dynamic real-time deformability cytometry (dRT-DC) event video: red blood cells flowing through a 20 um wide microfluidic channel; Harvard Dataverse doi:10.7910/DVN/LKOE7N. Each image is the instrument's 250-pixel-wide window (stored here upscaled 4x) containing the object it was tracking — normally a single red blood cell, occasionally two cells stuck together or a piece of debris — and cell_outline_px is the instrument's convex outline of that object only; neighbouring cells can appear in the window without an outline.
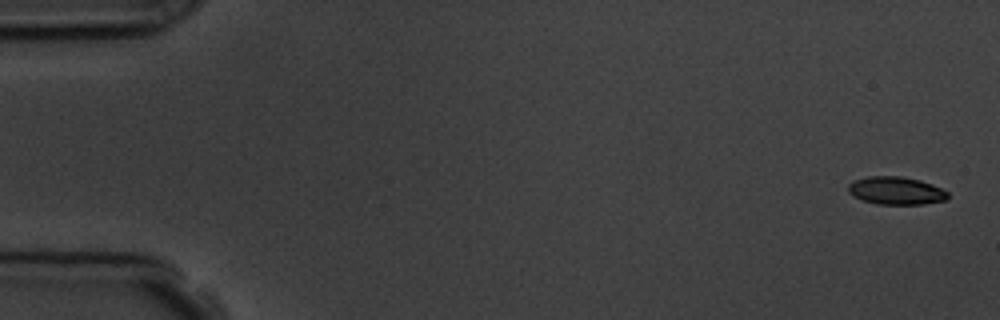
{"species": "common noctule bat (a hibernating species)", "species_latin": "Nyctalus noctula", "temperature_condition": "room temperature", "stored_images_in_passage": 6, "camera_frame_rate_fps": 3000, "um_per_image_px": 0.085, "animal": {"sex": "male", "body_mass_g": 19.5, "forearm_length_mm": 54.6}, "frame": {"image": 1, "passage_image": 1, "time_ms": 0.0, "image_size_px": [1000, 320], "cell_outline_px": [[948, 196], [944, 200], [924, 204], [876, 204], [860, 200], [852, 196], [848, 192], [848, 184], [852, 180], [868, 176], [900, 176], [920, 180], [932, 184], [948, 192]], "centroid_in_image_um": [76.1, 16.2], "position_along_channel_um": 8.9, "area_um2": 16.3}}
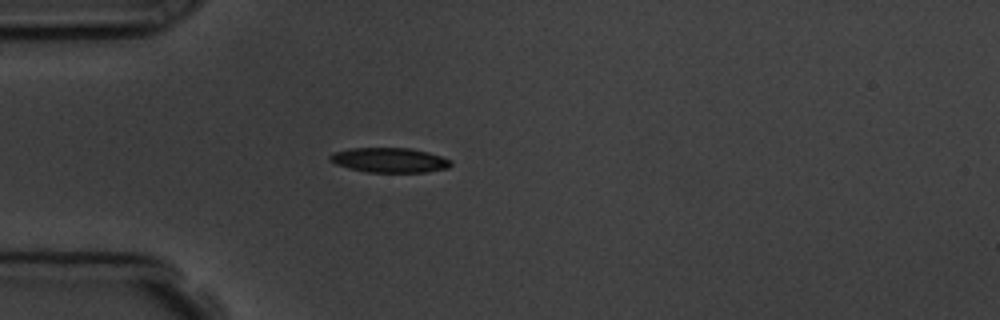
{"frame": {"image": 2, "passage_image": 5, "time_ms": 4.667, "image_size_px": [1000, 320], "cell_outline_px": [[452, 164], [448, 168], [424, 172], [368, 172], [348, 168], [336, 164], [328, 160], [328, 156], [332, 152], [348, 148], [412, 148], [428, 152], [452, 160]], "centroid_in_image_um": [33.07, 13.6], "position_along_channel_um": 51.9, "area_um2": 17.57}}